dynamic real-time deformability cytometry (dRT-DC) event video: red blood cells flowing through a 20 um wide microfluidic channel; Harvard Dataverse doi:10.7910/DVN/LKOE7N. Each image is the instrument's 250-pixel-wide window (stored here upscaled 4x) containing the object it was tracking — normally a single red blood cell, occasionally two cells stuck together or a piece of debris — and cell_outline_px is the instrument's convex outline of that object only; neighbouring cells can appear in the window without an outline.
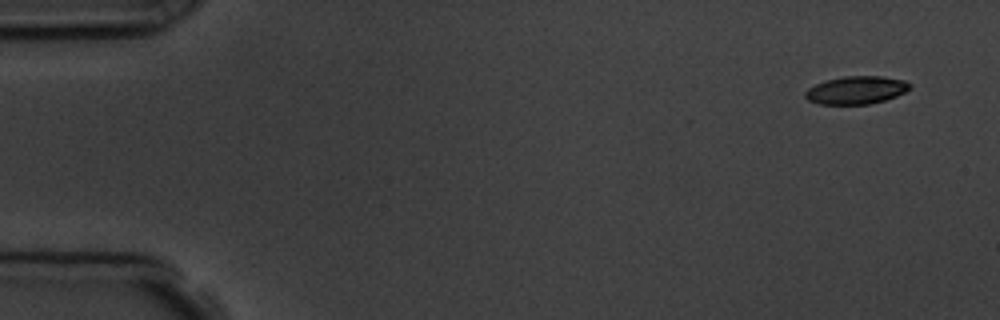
{"species": "common noctule bat (a hibernating species)", "species_latin": "Nyctalus noctula", "temperature_condition": "room temperature", "stored_images_in_passage": 9, "camera_frame_rate_fps": 3000, "um_per_image_px": 0.085, "animal": {"sex": "male", "body_mass_g": 19.5, "forearm_length_mm": 54.6}, "frame": {"image": 1, "passage_image": 1, "time_ms": 0.0, "image_size_px": [1000, 320], "cell_outline_px": [[912, 88], [896, 96], [884, 100], [868, 104], [820, 104], [808, 100], [804, 96], [804, 92], [808, 88], [824, 80], [844, 76], [884, 76], [904, 80]], "centroid_in_image_um": [72.75, 7.65], "position_along_channel_um": 12.2, "area_um2": 16.99}}